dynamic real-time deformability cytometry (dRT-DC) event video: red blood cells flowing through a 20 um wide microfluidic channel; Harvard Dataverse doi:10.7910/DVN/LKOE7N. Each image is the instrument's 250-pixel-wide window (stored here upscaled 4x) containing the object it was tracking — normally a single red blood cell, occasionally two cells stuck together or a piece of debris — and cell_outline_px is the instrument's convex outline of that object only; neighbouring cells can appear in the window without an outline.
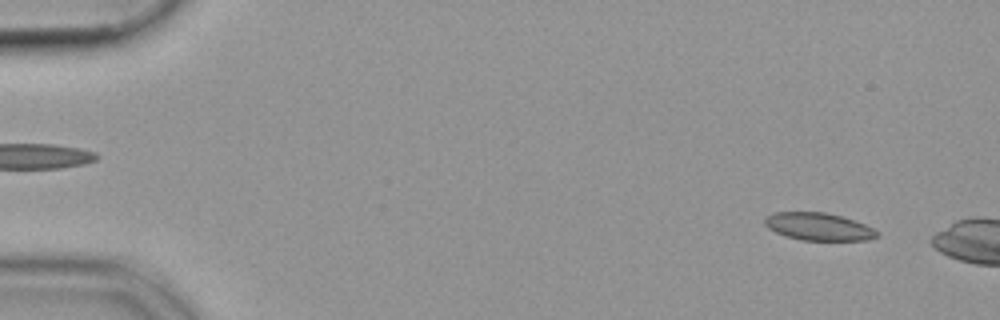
{"species": "common noctule bat (a hibernating species)", "species_latin": "Nyctalus noctula", "temperature_condition": "cold", "stored_images_in_passage": 13, "camera_frame_rate_fps": 3000, "um_per_image_px": 0.085, "animal": {"sex": "female", "body_mass_g": 19.9}, "frame": {"image": 1, "passage_image": 4, "time_ms": 1.0, "image_size_px": [1000, 320], "cell_outline_px": [[880, 236], [868, 240], [800, 240], [784, 236], [768, 228], [764, 224], [764, 216], [772, 212], [824, 212], [840, 216], [864, 224], [880, 232]], "centroid_in_image_um": [69.54, 19.26], "position_along_channel_um": 15.5, "area_um2": 18.15}}